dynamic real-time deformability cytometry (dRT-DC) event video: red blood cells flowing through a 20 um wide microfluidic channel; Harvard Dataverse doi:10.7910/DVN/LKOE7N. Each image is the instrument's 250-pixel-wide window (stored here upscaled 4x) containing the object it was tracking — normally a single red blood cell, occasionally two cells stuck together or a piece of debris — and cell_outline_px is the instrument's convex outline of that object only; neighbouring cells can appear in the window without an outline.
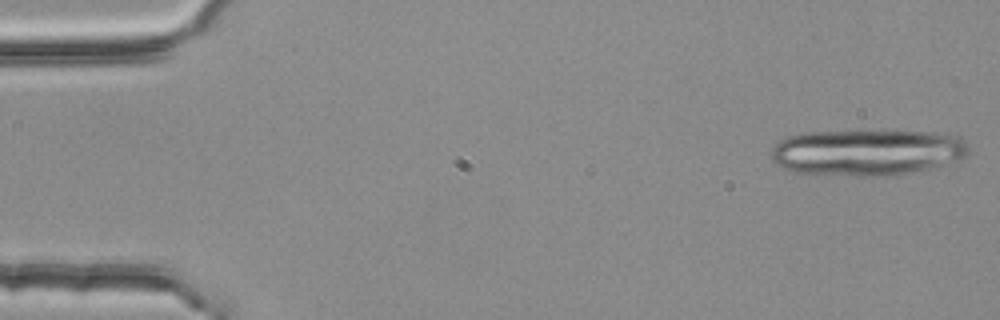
{"species": "common noctule bat (a hibernating species)", "species_latin": "Nyctalus noctula", "temperature_condition": "room temperature", "stored_images_in_passage": 3, "camera_frame_rate_fps": 3000, "um_per_image_px": 0.085, "animal": {"sex": "female", "body_mass_g": 25.1}, "frame": {"image": 1, "passage_image": 1, "time_ms": 0.0, "image_size_px": [1000, 320], "cell_outline_px": [[968, 152], [964, 156], [940, 164], [908, 172], [884, 176], [860, 176], [796, 172], [784, 168], [776, 164], [772, 160], [772, 148], [780, 140], [788, 136], [804, 132], [932, 132], [960, 136], [964, 140], [968, 148]], "centroid_in_image_um": [73.63, 12.94], "position_along_channel_um": 11.4, "area_um2": 52.08}}